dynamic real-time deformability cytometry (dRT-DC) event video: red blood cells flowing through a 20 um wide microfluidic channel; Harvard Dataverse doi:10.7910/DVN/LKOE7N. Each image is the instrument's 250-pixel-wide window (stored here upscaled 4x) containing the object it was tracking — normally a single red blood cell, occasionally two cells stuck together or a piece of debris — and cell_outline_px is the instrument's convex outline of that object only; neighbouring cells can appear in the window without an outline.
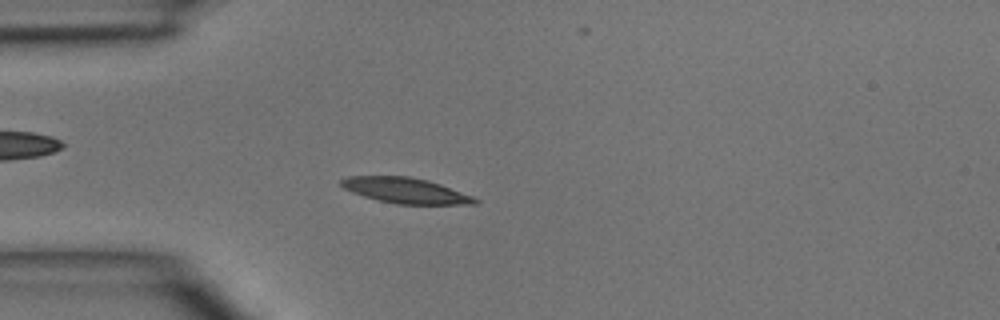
{"species": "common noctule bat (a hibernating species)", "species_latin": "Nyctalus noctula", "temperature_condition": "room temperature", "stored_images_in_passage": 2, "camera_frame_rate_fps": 3000, "um_per_image_px": 0.085, "animal": {"sex": "male", "body_mass_g": 15.6}, "frame": {"image": 1, "passage_image": 2, "time_ms": 1.0, "image_size_px": [1000, 320], "cell_outline_px": [[480, 200], [476, 204], [396, 204], [364, 196], [352, 192], [344, 188], [340, 184], [340, 180], [348, 176], [408, 176], [428, 180], [440, 184], [472, 196]], "centroid_in_image_um": [34.47, 16.19], "position_along_channel_um": 50.5, "area_um2": 19.71}}